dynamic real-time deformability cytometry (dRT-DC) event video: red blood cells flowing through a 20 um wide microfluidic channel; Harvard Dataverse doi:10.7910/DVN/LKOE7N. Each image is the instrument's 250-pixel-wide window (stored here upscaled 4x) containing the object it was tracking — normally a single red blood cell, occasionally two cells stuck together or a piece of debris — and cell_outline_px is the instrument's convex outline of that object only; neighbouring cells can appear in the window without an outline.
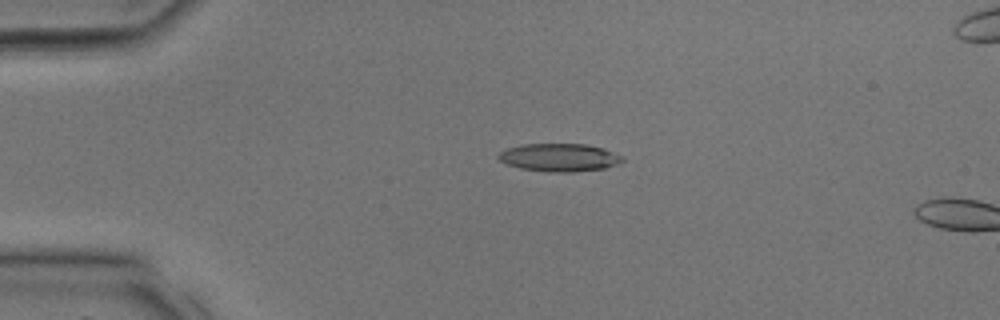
{"species": "common noctule bat (a hibernating species)", "species_latin": "Nyctalus noctula", "temperature_condition": "room temperature", "stored_images_in_passage": 7, "camera_frame_rate_fps": 3000, "um_per_image_px": 0.085, "animal": {"sex": "male", "body_mass_g": 17.9, "forearm_length_mm": 54.2}, "frame": {"image": 1, "passage_image": 5, "time_ms": 1.333, "image_size_px": [1000, 320], "cell_outline_px": [[624, 160], [616, 164], [604, 168], [572, 172], [552, 172], [520, 168], [508, 164], [500, 160], [496, 156], [500, 152], [508, 148], [520, 144], [588, 144], [604, 148], [624, 156]], "centroid_in_image_um": [47.56, 13.37], "position_along_channel_um": 37.4, "area_um2": 20.17}}